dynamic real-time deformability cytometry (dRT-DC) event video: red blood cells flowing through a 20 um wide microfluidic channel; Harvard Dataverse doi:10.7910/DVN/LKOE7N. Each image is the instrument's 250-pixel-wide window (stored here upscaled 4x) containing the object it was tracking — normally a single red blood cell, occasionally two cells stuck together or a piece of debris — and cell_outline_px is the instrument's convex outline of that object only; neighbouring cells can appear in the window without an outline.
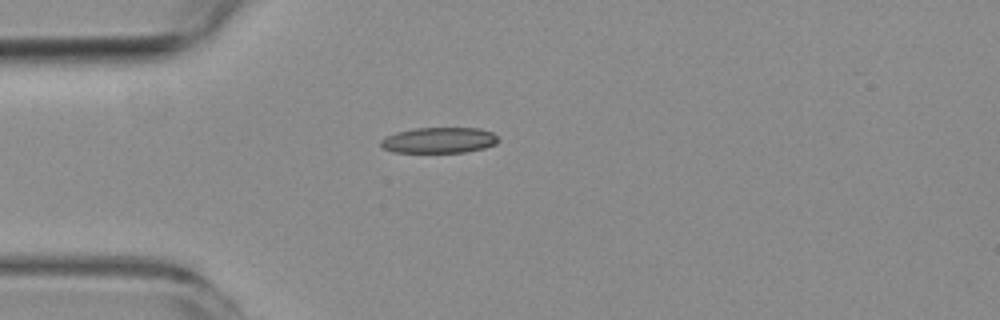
{"species": "common noctule bat (a hibernating species)", "species_latin": "Nyctalus noctula", "temperature_condition": "room temperature", "stored_images_in_passage": 5, "camera_frame_rate_fps": 3000, "um_per_image_px": 0.085, "animal": {"sex": "female", "body_mass_g": 19.3, "forearm_length_mm": 54.1}, "frame": {"image": 1, "passage_image": 5, "time_ms": 5.333, "image_size_px": [1000, 320], "cell_outline_px": [[500, 140], [496, 144], [484, 148], [464, 152], [392, 152], [384, 148], [380, 144], [380, 140], [396, 132], [416, 128], [480, 128], [492, 132]], "centroid_in_image_um": [37.34, 11.91], "position_along_channel_um": 47.7, "area_um2": 17.57}}